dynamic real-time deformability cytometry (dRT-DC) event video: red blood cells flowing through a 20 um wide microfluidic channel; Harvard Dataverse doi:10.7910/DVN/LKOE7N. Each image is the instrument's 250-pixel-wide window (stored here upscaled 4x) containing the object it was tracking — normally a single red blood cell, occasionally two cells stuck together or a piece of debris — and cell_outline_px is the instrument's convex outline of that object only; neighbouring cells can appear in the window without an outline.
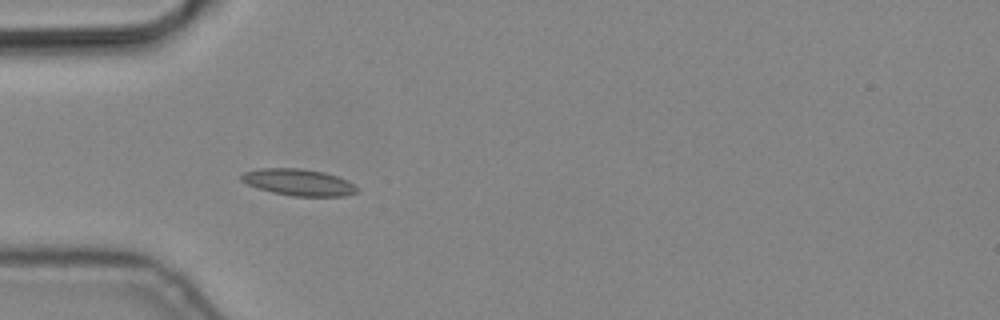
{"species": "common noctule bat (a hibernating species)", "species_latin": "Nyctalus noctula", "temperature_condition": "cold", "stored_images_in_passage": 3, "camera_frame_rate_fps": 3000, "um_per_image_px": 0.085, "animal": {"sex": "male", "body_mass_g": 19.2, "forearm_length_mm": 51.8}, "frame": {"image": 1, "passage_image": 2, "time_ms": 0.333, "image_size_px": [1000, 320], "cell_outline_px": [[356, 192], [344, 196], [292, 196], [272, 192], [248, 184], [240, 180], [240, 176], [244, 172], [260, 168], [300, 168], [324, 172], [336, 176], [352, 184], [356, 188]], "centroid_in_image_um": [25.33, 15.49], "position_along_channel_um": 59.7, "area_um2": 17.63}}
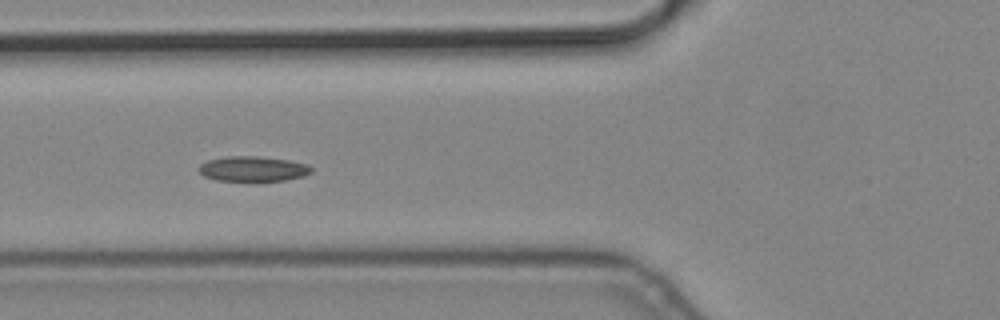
{"frame": {"image": 2, "passage_image": 3, "time_ms": 0.667, "image_size_px": [1000, 320], "cell_outline_px": [[312, 172], [304, 176], [284, 180], [216, 180], [204, 176], [196, 168], [200, 164], [208, 160], [228, 156], [256, 156], [288, 160], [308, 164], [312, 168]], "centroid_in_image_um": [21.49, 14.34], "position_along_channel_um": 104.3, "area_um2": 16.3}}